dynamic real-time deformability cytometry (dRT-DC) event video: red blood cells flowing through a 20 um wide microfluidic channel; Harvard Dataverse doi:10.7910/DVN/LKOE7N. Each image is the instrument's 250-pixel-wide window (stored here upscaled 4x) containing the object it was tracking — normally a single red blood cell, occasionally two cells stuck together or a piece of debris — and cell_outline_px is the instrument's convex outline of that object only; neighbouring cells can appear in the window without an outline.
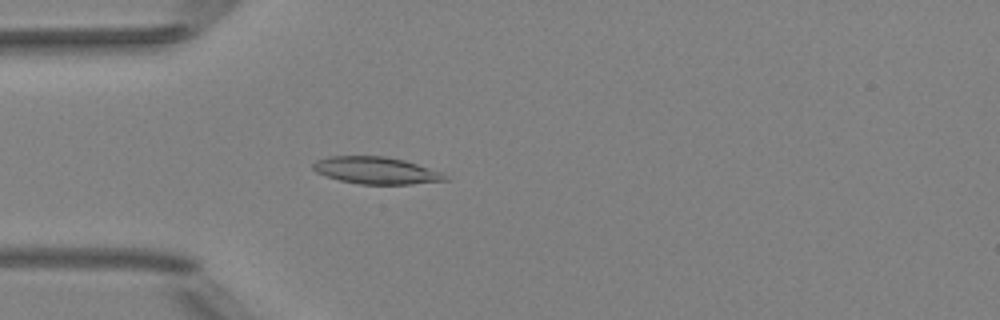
{"species": "Egyptian fruit bat (a non-hibernating species)", "species_latin": "Rousettus aegyptiacus", "temperature_condition": "room temperature", "stored_images_in_passage": 45, "camera_frame_rate_fps": 3000, "um_per_image_px": 0.085, "animal": {"sex": "female"}, "frame": {"image": 1, "passage_image": 8, "time_ms": 2.333, "image_size_px": [1000, 320], "cell_outline_px": [[448, 180], [412, 184], [360, 184], [340, 180], [316, 172], [312, 168], [312, 164], [316, 160], [328, 156], [384, 156], [404, 160], [440, 172], [448, 176]], "centroid_in_image_um": [31.94, 14.48], "position_along_channel_um": 53.1, "area_um2": 20.63}}
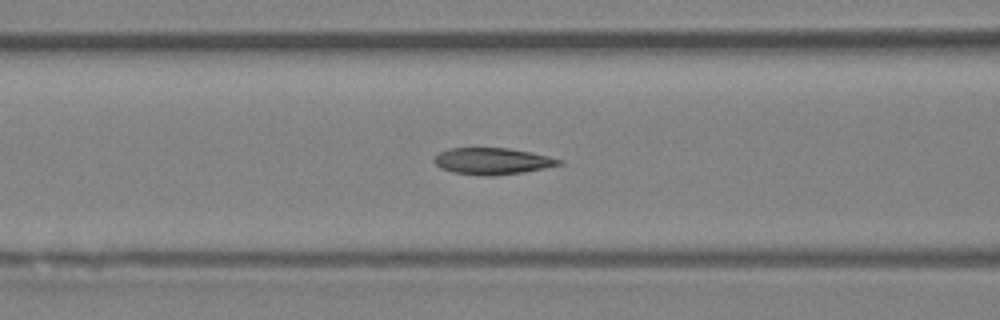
{"frame": {"image": 2, "passage_image": 14, "time_ms": 4.333, "image_size_px": [1000, 320], "cell_outline_px": [[564, 164], [524, 172], [492, 176], [488, 176], [452, 172], [440, 168], [432, 160], [440, 152], [448, 148], [508, 148], [548, 156], [564, 160]], "centroid_in_image_um": [41.86, 13.7], "position_along_channel_um": 124.7, "area_um2": 19.31}}
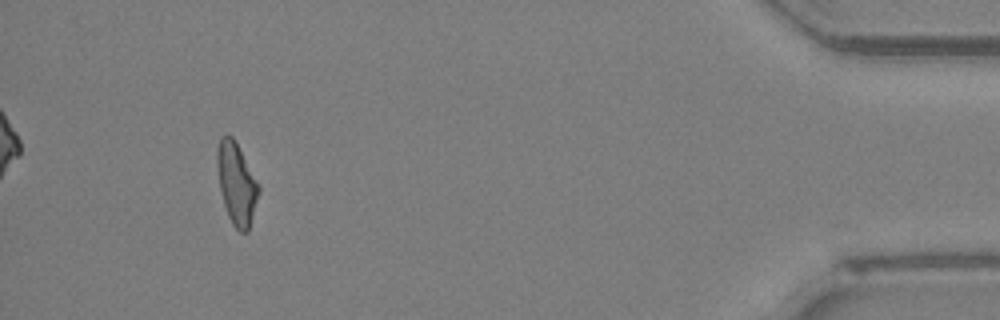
{"frame": {"image": 3, "passage_image": 41, "time_ms": 13.333, "image_size_px": [1000, 320], "cell_outline_px": [[260, 192], [248, 232], [240, 232], [232, 224], [228, 216], [224, 204], [220, 188], [216, 164], [216, 152], [220, 136], [232, 136], [260, 184]], "centroid_in_image_um": [20.11, 15.62], "position_along_channel_um": 415.1, "area_um2": 19.83}, "authors_computed_cell_mechanics": {"area_um2": 19.5364, "velocity_mm_per_s": 3.978, "shape_relaxation_time_tau1_ms": 10.1417, "shape_relaxation_time_tau2_ms": 1.6445, "deformation_change_tau1": 0.2715, "deformation_change_tau2": 0.0877}}